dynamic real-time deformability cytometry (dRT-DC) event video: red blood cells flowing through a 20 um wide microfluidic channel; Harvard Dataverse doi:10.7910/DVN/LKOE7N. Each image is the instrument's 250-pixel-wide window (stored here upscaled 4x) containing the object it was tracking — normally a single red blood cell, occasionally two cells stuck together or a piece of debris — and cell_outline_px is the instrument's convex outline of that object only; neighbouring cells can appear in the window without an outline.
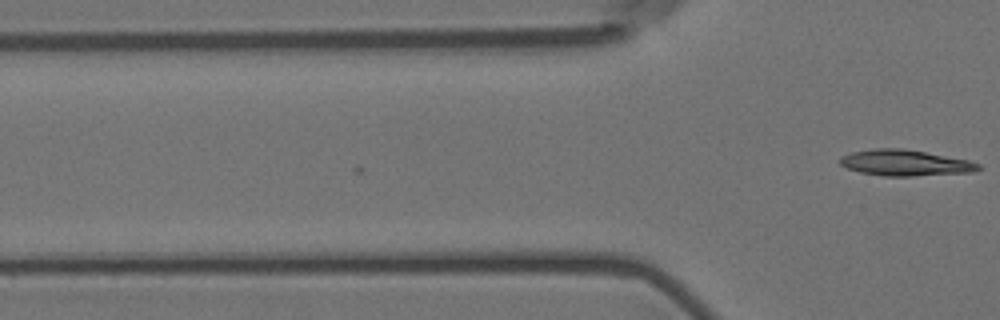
{"species": "Egyptian fruit bat (a non-hibernating species)", "species_latin": "Rousettus aegyptiacus", "temperature_condition": "room temperature", "stored_images_in_passage": 4, "camera_frame_rate_fps": 3000, "um_per_image_px": 0.085, "animal": {"sex": "female"}, "frame": {"image": 1, "passage_image": 4, "time_ms": 1.0, "image_size_px": [1000, 320], "cell_outline_px": [[980, 168], [968, 172], [912, 176], [884, 176], [860, 172], [848, 168], [840, 164], [840, 156], [852, 152], [872, 148], [904, 148], [968, 160], [980, 164]], "centroid_in_image_um": [76.88, 13.83], "position_along_channel_um": 48.9, "area_um2": 20.75}}